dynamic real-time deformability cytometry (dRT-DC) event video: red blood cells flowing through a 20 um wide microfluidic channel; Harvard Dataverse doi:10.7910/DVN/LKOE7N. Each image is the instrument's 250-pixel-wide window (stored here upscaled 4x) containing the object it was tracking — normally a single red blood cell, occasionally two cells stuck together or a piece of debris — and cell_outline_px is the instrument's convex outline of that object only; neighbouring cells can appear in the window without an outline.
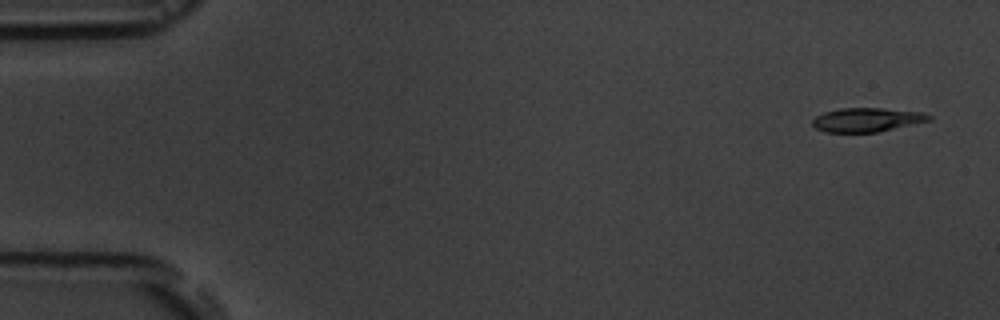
{"species": "common noctule bat (a hibernating species)", "species_latin": "Nyctalus noctula", "temperature_condition": "room temperature", "stored_images_in_passage": 5, "camera_frame_rate_fps": 3000, "um_per_image_px": 0.085, "animal": {"sex": "male", "body_mass_g": 19.5, "forearm_length_mm": 54.6}, "frame": {"image": 1, "passage_image": 1, "time_ms": 0.0, "image_size_px": [1000, 320], "cell_outline_px": [[932, 120], [880, 132], [824, 132], [816, 128], [812, 124], [812, 120], [816, 116], [824, 112], [840, 108], [884, 108], [924, 112], [932, 116]], "centroid_in_image_um": [73.72, 10.18], "position_along_channel_um": 11.3, "area_um2": 16.47}}
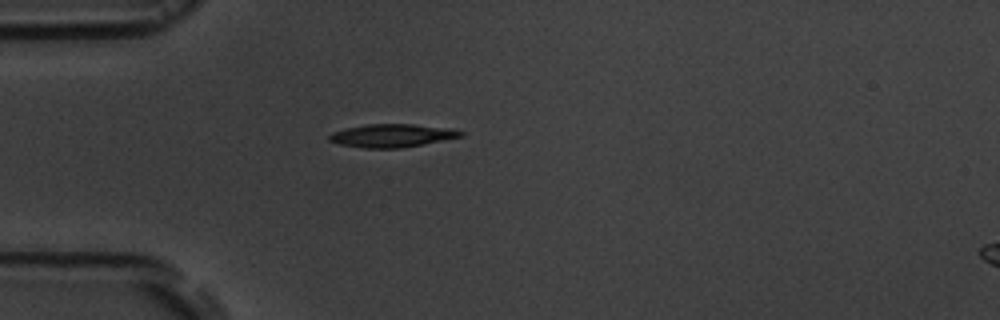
{"frame": {"image": 2, "passage_image": 5, "time_ms": 4.333, "image_size_px": [1000, 320], "cell_outline_px": [[464, 136], [404, 148], [364, 148], [340, 144], [328, 140], [328, 136], [332, 132], [344, 128], [368, 124], [412, 124], [456, 128], [464, 132]], "centroid_in_image_um": [33.37, 11.52], "position_along_channel_um": 51.6, "area_um2": 17.98}}